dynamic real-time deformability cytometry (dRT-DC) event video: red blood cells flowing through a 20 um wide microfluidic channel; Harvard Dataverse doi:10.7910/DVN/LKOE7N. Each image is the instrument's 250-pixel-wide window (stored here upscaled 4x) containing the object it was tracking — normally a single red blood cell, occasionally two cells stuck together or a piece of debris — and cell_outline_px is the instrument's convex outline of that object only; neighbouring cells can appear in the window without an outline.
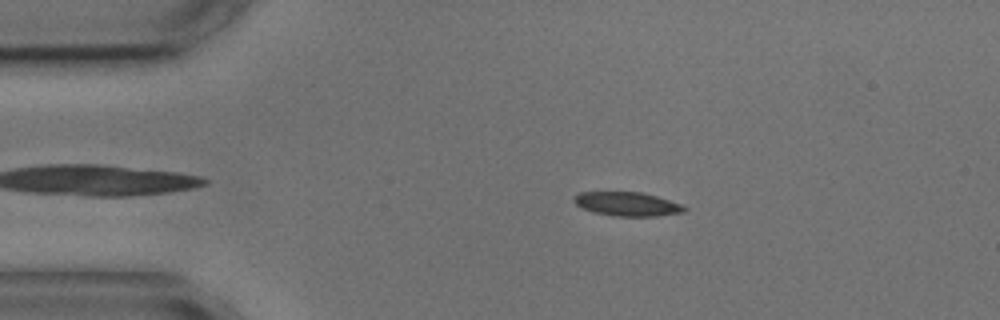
{"species": "common noctule bat (a hibernating species)", "species_latin": "Nyctalus noctula", "temperature_condition": "cold", "stored_images_in_passage": 4, "camera_frame_rate_fps": 3000, "um_per_image_px": 0.085, "animal": {"sex": "male", "body_mass_g": 17.9, "forearm_length_mm": 54.2}, "frame": {"image": 1, "passage_image": 2, "time_ms": 1.333, "image_size_px": [1000, 320], "cell_outline_px": [[688, 208], [684, 212], [656, 216], [612, 216], [580, 208], [572, 200], [572, 196], [580, 192], [640, 192], [656, 196], [680, 204]], "centroid_in_image_um": [53.27, 17.34], "position_along_channel_um": 31.7, "area_um2": 15.37}}
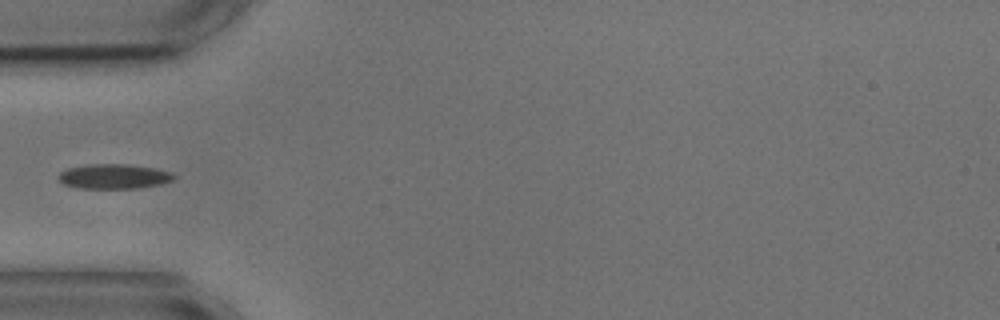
{"frame": {"image": 2, "passage_image": 4, "time_ms": 3.667, "image_size_px": [1000, 320], "cell_outline_px": [[176, 176], [172, 180], [160, 184], [136, 188], [76, 188], [64, 184], [56, 176], [60, 172], [68, 168], [88, 164], [128, 164], [152, 168], [172, 172]], "centroid_in_image_um": [9.65, 14.99], "position_along_channel_um": 75.4, "area_um2": 16.59}}